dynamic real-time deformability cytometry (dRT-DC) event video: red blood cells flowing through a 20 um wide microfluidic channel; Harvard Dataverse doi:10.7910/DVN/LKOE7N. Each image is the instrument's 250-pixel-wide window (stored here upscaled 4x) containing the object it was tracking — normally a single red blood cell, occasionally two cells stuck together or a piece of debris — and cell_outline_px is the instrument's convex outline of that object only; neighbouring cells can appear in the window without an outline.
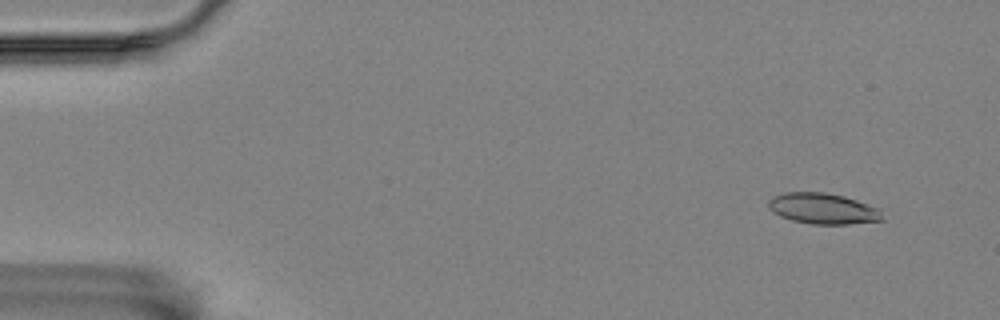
{"species": "Egyptian fruit bat (a non-hibernating species)", "species_latin": "Rousettus aegyptiacus", "temperature_condition": "room temperature", "stored_images_in_passage": 5, "camera_frame_rate_fps": 3000, "um_per_image_px": 0.085, "animal": {"sex": "female"}, "frame": {"image": 1, "passage_image": 2, "time_ms": 0.333, "image_size_px": [1000, 320], "cell_outline_px": [[884, 220], [848, 224], [812, 224], [792, 220], [780, 216], [772, 212], [768, 208], [768, 200], [772, 196], [784, 192], [824, 192], [844, 196], [856, 200], [876, 208], [880, 212]], "centroid_in_image_um": [69.88, 17.72], "position_along_channel_um": 15.1, "area_um2": 20.4}}
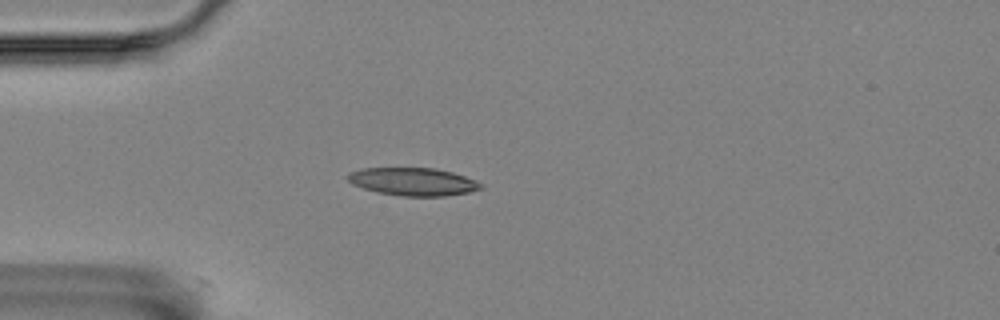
{"frame": {"image": 2, "passage_image": 5, "time_ms": 1.333, "image_size_px": [1000, 320], "cell_outline_px": [[484, 188], [468, 192], [444, 196], [400, 196], [376, 192], [352, 184], [344, 176], [348, 172], [360, 168], [432, 168], [452, 172], [476, 180], [484, 184]], "centroid_in_image_um": [35.08, 15.44], "position_along_channel_um": 49.9, "area_um2": 21.79}}